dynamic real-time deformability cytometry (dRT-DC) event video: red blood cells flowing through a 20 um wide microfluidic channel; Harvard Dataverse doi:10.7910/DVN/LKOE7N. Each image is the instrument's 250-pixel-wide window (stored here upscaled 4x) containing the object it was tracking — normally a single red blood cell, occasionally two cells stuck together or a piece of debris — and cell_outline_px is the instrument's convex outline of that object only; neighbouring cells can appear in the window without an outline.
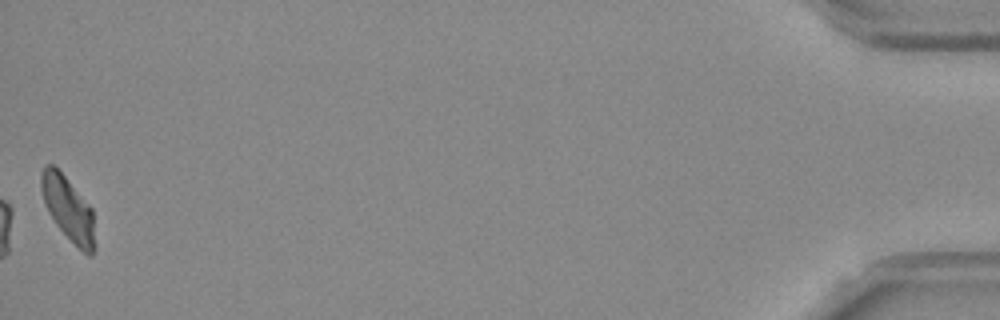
{"species": "Egyptian fruit bat (a non-hibernating species)", "species_latin": "Rousettus aegyptiacus", "temperature_condition": "room temperature", "stored_images_in_passage": 39, "camera_frame_rate_fps": 3000, "um_per_image_px": 0.085, "frame": {"image": 1, "passage_image": 39, "time_ms": 12.667, "image_size_px": [1000, 320], "cell_outline_px": [[92, 256], [88, 256], [56, 224], [48, 212], [40, 188], [40, 172], [44, 164], [52, 164], [64, 176], [92, 208]], "centroid_in_image_um": [5.72, 17.64], "position_along_channel_um": 429.5, "area_um2": 19.13}, "authors_computed_cell_mechanics": {"area_um2": 20.519, "velocity_mm_per_s": 3.7658, "shape_relaxation_time_tau1_ms": 11.0033, "shape_relaxation_time_tau2_ms": 7.2893, "deformation_change_tau1": 0.2287, "deformation_change_tau2": 0.1509}}